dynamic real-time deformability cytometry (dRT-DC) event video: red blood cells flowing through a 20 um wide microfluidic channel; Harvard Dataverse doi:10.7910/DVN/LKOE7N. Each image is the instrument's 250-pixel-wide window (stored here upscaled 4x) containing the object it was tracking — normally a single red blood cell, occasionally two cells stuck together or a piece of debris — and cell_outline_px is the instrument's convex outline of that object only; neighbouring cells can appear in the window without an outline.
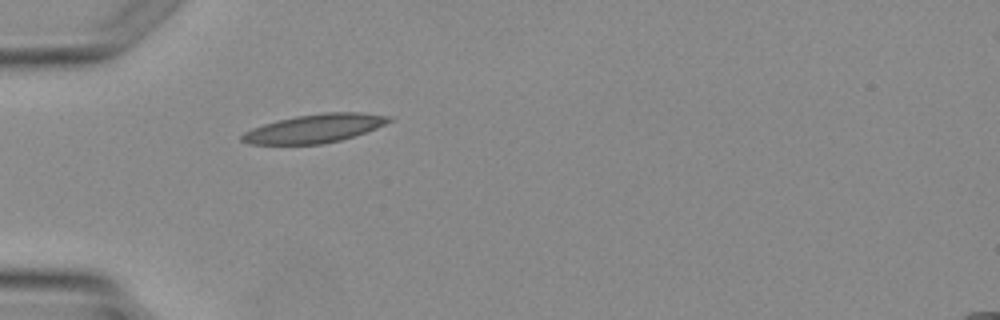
{"species": "Egyptian fruit bat (a non-hibernating species)", "species_latin": "Rousettus aegyptiacus", "temperature_condition": "warm", "stored_images_in_passage": 1, "camera_frame_rate_fps": 3000, "um_per_image_px": 0.085, "animal": {"sex": "female"}, "frame": {"image": 1, "passage_image": 1, "time_ms": 0.0, "image_size_px": [1000, 320], "cell_outline_px": [[392, 120], [376, 128], [340, 140], [324, 144], [248, 144], [240, 140], [240, 136], [244, 132], [252, 128], [276, 120], [296, 116], [324, 112], [360, 112], [392, 116]], "centroid_in_image_um": [26.71, 10.91], "position_along_channel_um": 58.3, "area_um2": 24.39}}